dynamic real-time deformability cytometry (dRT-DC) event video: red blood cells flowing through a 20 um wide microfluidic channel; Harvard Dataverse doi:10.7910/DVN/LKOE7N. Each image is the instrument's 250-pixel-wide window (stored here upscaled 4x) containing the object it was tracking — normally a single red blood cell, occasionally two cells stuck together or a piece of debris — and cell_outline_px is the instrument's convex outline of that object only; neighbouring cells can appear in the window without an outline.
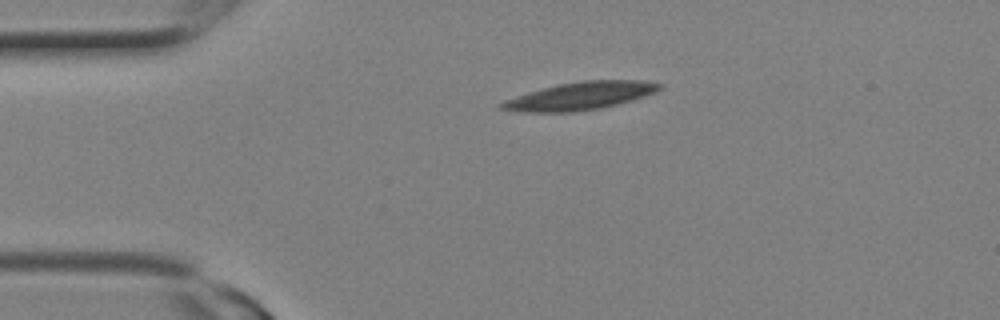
{"species": "Egyptian fruit bat (a non-hibernating species)", "species_latin": "Rousettus aegyptiacus", "temperature_condition": "room temperature", "stored_images_in_passage": 3, "camera_frame_rate_fps": 3000, "um_per_image_px": 0.085, "animal": {"sex": "female"}, "frame": {"image": 1, "passage_image": 1, "time_ms": 0.0, "image_size_px": [1000, 320], "cell_outline_px": [[664, 84], [656, 92], [632, 100], [600, 108], [572, 112], [524, 112], [500, 108], [496, 104], [504, 100], [544, 88], [560, 84], [584, 80], [644, 80]], "centroid_in_image_um": [49.35, 8.15], "position_along_channel_um": 35.7, "area_um2": 25.26}}